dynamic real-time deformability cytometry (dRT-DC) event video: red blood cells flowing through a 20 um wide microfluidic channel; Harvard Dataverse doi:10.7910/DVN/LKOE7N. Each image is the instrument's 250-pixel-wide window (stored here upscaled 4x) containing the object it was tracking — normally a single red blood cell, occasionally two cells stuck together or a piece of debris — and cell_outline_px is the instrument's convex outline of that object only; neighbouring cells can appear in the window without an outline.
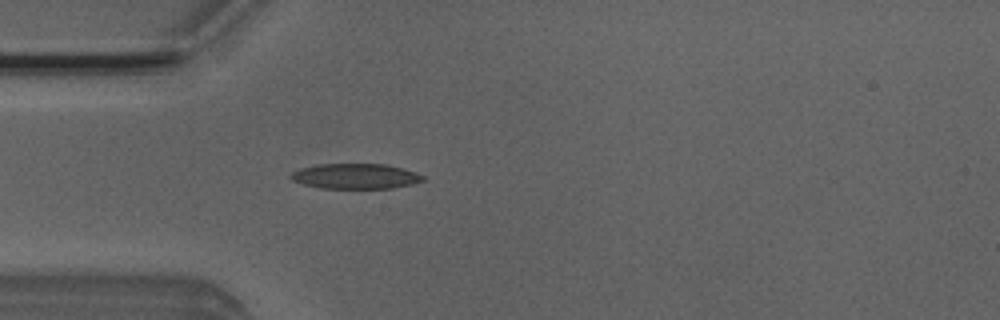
{"species": "Egyptian fruit bat (a non-hibernating species)", "species_latin": "Rousettus aegyptiacus", "temperature_condition": "room temperature", "stored_images_in_passage": 4, "camera_frame_rate_fps": 3000, "um_per_image_px": 0.085, "animal": {"sex": "male"}, "frame": {"image": 1, "passage_image": 4, "time_ms": 1.0, "image_size_px": [1000, 320], "cell_outline_px": [[424, 180], [412, 184], [392, 188], [320, 188], [304, 184], [292, 180], [288, 176], [292, 172], [300, 168], [316, 164], [384, 164], [400, 168], [424, 176]], "centroid_in_image_um": [30.15, 14.98], "position_along_channel_um": 54.8, "area_um2": 19.25}}